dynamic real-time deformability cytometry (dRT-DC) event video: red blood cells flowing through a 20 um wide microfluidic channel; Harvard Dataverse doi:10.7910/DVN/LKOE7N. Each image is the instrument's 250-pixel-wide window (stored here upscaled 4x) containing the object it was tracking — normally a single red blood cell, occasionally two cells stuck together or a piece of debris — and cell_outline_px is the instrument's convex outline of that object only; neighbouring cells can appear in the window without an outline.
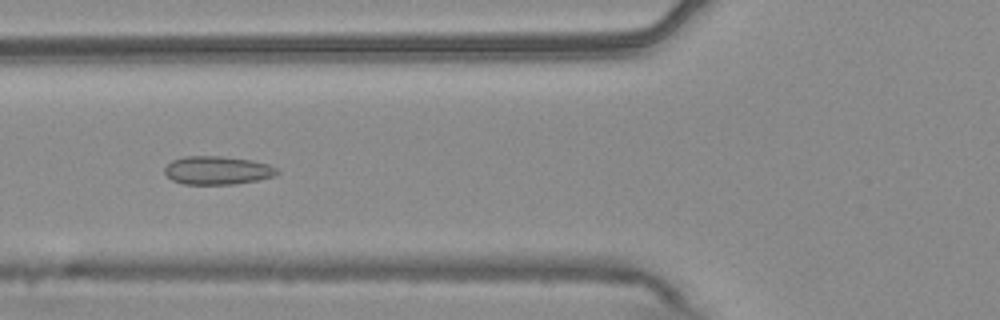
{"species": "common noctule bat (a hibernating species)", "species_latin": "Nyctalus noctula", "temperature_condition": "warm", "stored_images_in_passage": 54, "camera_frame_rate_fps": 3000, "um_per_image_px": 0.085, "animal": {"sex": "male", "body_mass_g": 20.4}, "frame": {"image": 1, "passage_image": 20, "time_ms": 6.333, "image_size_px": [1000, 320], "cell_outline_px": [[280, 172], [276, 176], [236, 184], [184, 184], [172, 180], [164, 172], [164, 168], [172, 160], [184, 156], [224, 156], [252, 160], [268, 164], [276, 168]], "centroid_in_image_um": [18.49, 14.47], "position_along_channel_um": 107.3, "area_um2": 18.67}}
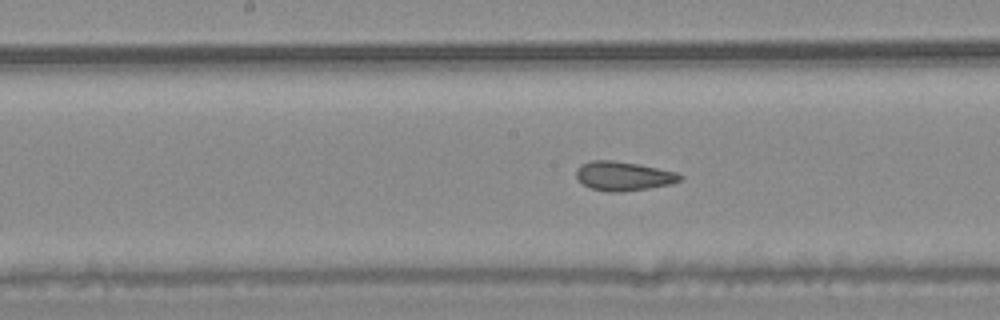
{"frame": {"image": 2, "passage_image": 27, "time_ms": 8.667, "image_size_px": [1000, 320], "cell_outline_px": [[684, 180], [672, 184], [624, 192], [608, 192], [592, 188], [584, 184], [576, 176], [576, 168], [580, 164], [592, 160], [612, 160], [640, 164], [676, 172], [684, 176]], "centroid_in_image_um": [53.03, 14.96], "position_along_channel_um": 195.2, "area_um2": 17.8}}
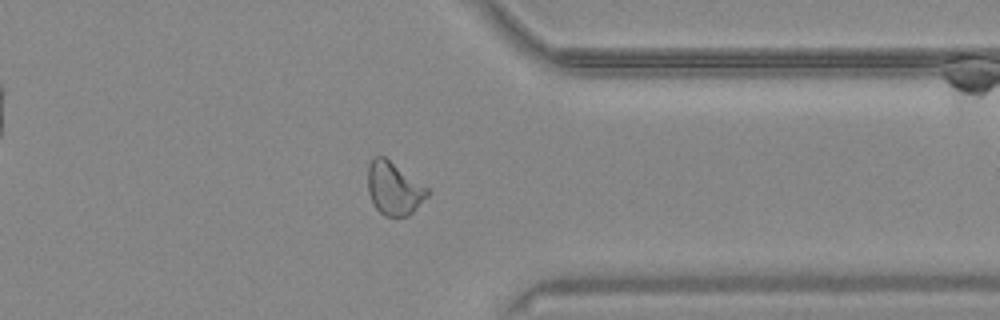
{"frame": {"image": 3, "passage_image": 42, "time_ms": 13.667, "image_size_px": [1000, 320], "cell_outline_px": [[432, 192], [408, 216], [384, 216], [372, 204], [368, 192], [368, 164], [376, 156], [384, 156], [428, 188]], "centroid_in_image_um": [33.48, 16.03], "position_along_channel_um": 377.9, "area_um2": 18.32}, "authors_computed_cell_mechanics": {"area_um2": 19.074, "velocity_mm_per_s": 3.7584, "shape_relaxation_time_tau1_ms": null, "shape_relaxation_time_tau2_ms": 1.5914, "deformation_change_tau1": null, "deformation_change_tau2": 0.0646}}